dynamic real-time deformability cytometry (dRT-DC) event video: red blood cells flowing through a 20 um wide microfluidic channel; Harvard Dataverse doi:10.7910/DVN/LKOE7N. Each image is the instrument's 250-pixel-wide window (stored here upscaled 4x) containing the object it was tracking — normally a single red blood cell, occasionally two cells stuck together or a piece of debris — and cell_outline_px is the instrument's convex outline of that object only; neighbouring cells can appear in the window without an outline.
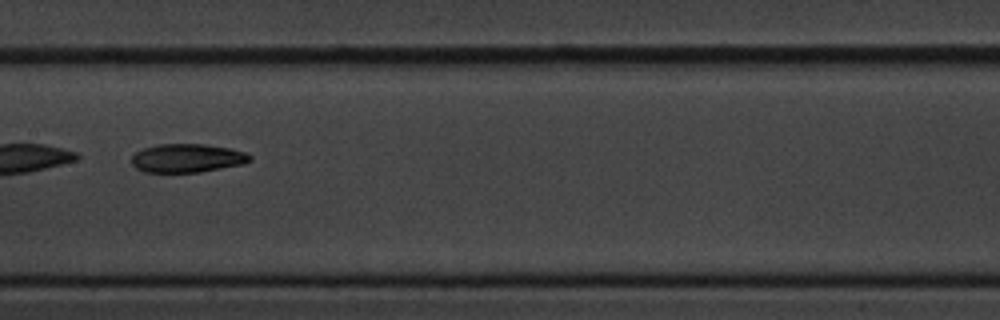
{"species": "common noctule bat (a hibernating species)", "species_latin": "Nyctalus noctula", "temperature_condition": "cold", "stored_images_in_passage": 4, "camera_frame_rate_fps": 3000, "um_per_image_px": 0.085, "animal": {"sex": "male", "body_mass_g": 20.1, "forearm_length_mm": 53.5}, "frame": {"image": 1, "passage_image": 4, "time_ms": 3.667, "image_size_px": [1000, 320], "cell_outline_px": [[252, 160], [244, 164], [200, 172], [144, 172], [136, 168], [132, 164], [132, 156], [136, 152], [144, 148], [160, 144], [204, 144], [232, 148], [244, 152], [252, 156]], "centroid_in_image_um": [15.94, 13.44], "position_along_channel_um": 191.5, "area_um2": 19.77}}